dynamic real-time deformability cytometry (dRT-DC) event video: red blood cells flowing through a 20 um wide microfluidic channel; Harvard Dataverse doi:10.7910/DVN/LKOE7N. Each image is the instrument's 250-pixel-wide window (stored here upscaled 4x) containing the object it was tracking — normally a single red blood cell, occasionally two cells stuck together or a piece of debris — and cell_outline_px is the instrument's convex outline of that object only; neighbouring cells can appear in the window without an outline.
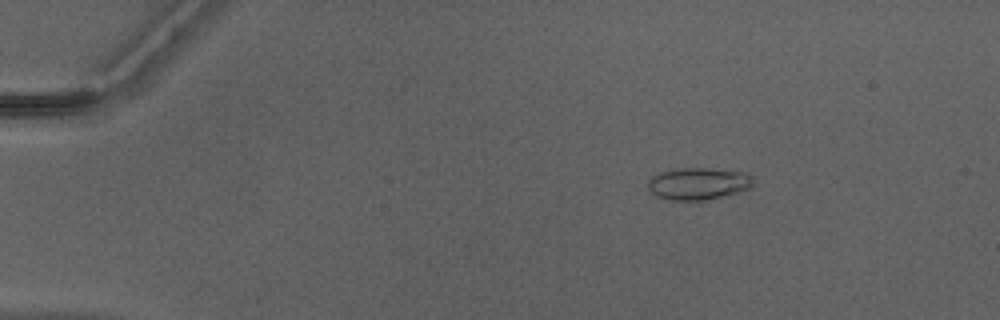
{"species": "Egyptian fruit bat (a non-hibernating species)", "species_latin": "Rousettus aegyptiacus", "temperature_condition": "warm", "stored_images_in_passage": 9, "camera_frame_rate_fps": 3000, "um_per_image_px": 0.085, "animal": {"sex": "male"}, "frame": {"image": 1, "passage_image": 1, "time_ms": 0.0, "image_size_px": [1000, 320], "cell_outline_px": [[752, 184], [748, 188], [740, 192], [704, 200], [672, 200], [656, 196], [648, 188], [648, 180], [652, 176], [660, 172], [680, 168], [704, 168], [744, 172], [752, 176]], "centroid_in_image_um": [59.33, 15.61], "position_along_channel_um": 25.7, "area_um2": 19.48}}